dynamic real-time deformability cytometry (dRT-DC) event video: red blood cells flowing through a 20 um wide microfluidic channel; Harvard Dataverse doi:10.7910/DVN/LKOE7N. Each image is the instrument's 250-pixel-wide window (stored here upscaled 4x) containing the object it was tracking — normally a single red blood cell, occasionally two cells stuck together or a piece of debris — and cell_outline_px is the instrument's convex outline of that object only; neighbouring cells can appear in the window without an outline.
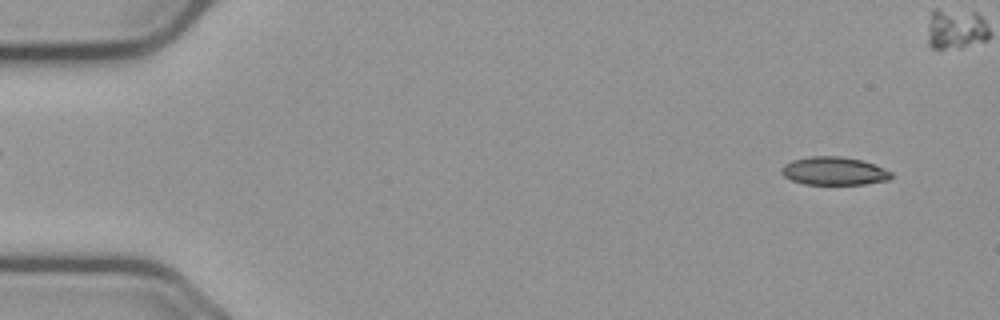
{"species": "common noctule bat (a hibernating species)", "species_latin": "Nyctalus noctula", "temperature_condition": "cold", "stored_images_in_passage": 47, "camera_frame_rate_fps": 3000, "um_per_image_px": 0.085, "animal": {"sex": "male", "body_mass_g": 23.1, "forearm_length_mm": 52.7}, "frame": {"image": 1, "passage_image": 3, "time_ms": 0.667, "image_size_px": [1000, 320], "cell_outline_px": [[892, 176], [888, 180], [864, 184], [804, 184], [792, 180], [784, 176], [780, 172], [780, 168], [784, 164], [792, 160], [808, 156], [840, 156], [864, 160], [876, 164], [892, 172]], "centroid_in_image_um": [70.89, 14.52], "position_along_channel_um": 14.1, "area_um2": 18.21}}
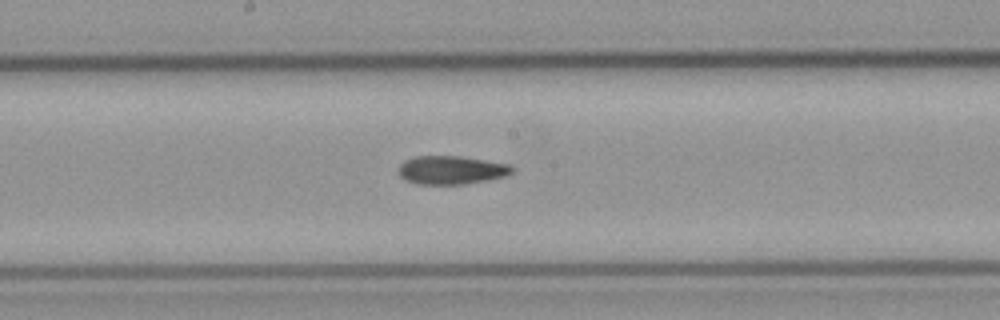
{"frame": {"image": 2, "passage_image": 28, "time_ms": 9.0, "image_size_px": [1000, 320], "cell_outline_px": [[516, 168], [508, 176], [488, 180], [464, 184], [416, 184], [404, 180], [396, 172], [400, 164], [404, 160], [412, 156], [460, 156], [512, 164]], "centroid_in_image_um": [38.36, 14.45], "position_along_channel_um": 209.8, "area_um2": 19.31}}
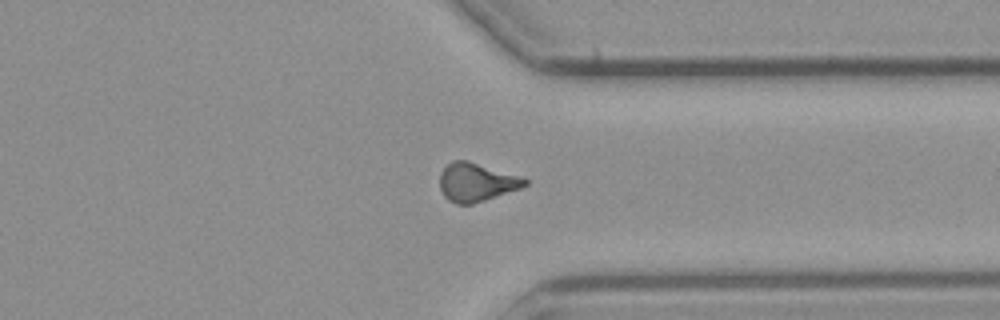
{"frame": {"image": 3, "passage_image": 41, "time_ms": 13.333, "image_size_px": [1000, 320], "cell_outline_px": [[528, 184], [520, 188], [472, 204], [456, 204], [448, 200], [444, 196], [440, 188], [440, 172], [452, 160], [468, 160], [524, 176], [528, 180]], "centroid_in_image_um": [40.51, 15.47], "position_along_channel_um": 370.9, "area_um2": 19.25}}